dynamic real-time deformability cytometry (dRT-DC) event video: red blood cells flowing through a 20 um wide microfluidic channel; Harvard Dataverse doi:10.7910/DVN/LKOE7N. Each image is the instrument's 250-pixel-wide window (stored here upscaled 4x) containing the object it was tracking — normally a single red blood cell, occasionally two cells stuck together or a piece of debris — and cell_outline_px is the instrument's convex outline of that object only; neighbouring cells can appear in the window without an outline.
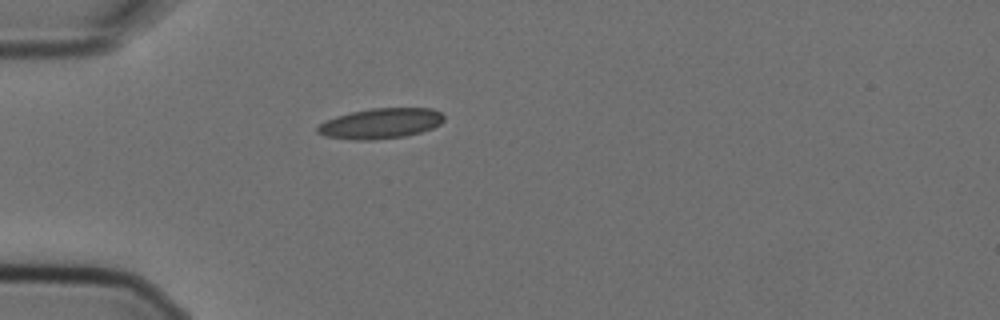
{"species": "Egyptian fruit bat (a non-hibernating species)", "species_latin": "Rousettus aegyptiacus", "temperature_condition": "cold", "stored_images_in_passage": 5, "camera_frame_rate_fps": 3000, "um_per_image_px": 0.085, "animal": {"sex": "female"}, "frame": {"image": 1, "passage_image": 5, "time_ms": 1.333, "image_size_px": [1000, 320], "cell_outline_px": [[444, 120], [440, 124], [432, 128], [420, 132], [404, 136], [372, 140], [352, 140], [324, 136], [316, 132], [316, 128], [320, 124], [336, 116], [352, 112], [372, 108], [432, 108], [440, 112], [444, 116]], "centroid_in_image_um": [32.35, 10.49], "position_along_channel_um": 52.7, "area_um2": 22.31}}